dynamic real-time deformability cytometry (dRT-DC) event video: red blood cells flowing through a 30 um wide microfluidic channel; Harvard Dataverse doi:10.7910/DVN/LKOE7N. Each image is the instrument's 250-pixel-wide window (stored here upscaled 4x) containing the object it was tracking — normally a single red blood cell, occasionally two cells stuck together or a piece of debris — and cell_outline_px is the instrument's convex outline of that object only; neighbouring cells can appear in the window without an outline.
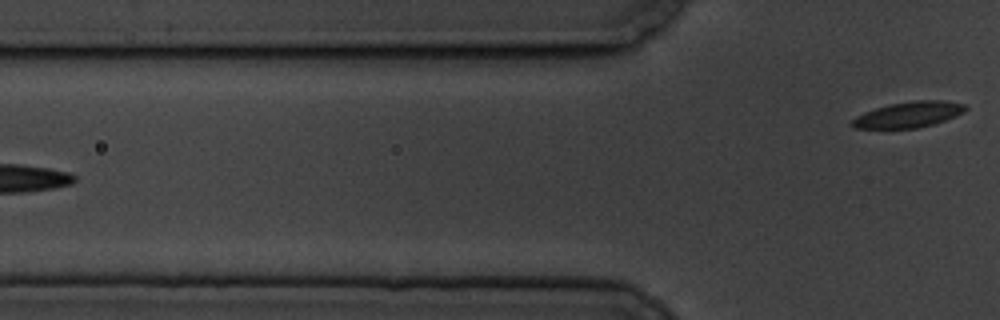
{"species": "common noctule bat (a hibernating species)", "species_latin": "Nyctalus noctula", "temperature_condition": "cold", "stored_images_in_passage": 7, "camera_frame_rate_fps": 3000, "um_per_image_px": 0.085, "animal": {"sex": "male", "body_mass_g": 19.5, "forearm_length_mm": 54.6}, "frame": {"image": 1, "passage_image": 7, "time_ms": 7.0, "image_size_px": [1000, 320], "cell_outline_px": [[968, 108], [964, 112], [956, 116], [932, 124], [916, 128], [856, 128], [852, 124], [852, 120], [856, 116], [864, 112], [888, 104], [916, 100], [940, 100], [964, 104]], "centroid_in_image_um": [77.24, 9.73], "position_along_channel_um": 48.6, "area_um2": 16.82}}